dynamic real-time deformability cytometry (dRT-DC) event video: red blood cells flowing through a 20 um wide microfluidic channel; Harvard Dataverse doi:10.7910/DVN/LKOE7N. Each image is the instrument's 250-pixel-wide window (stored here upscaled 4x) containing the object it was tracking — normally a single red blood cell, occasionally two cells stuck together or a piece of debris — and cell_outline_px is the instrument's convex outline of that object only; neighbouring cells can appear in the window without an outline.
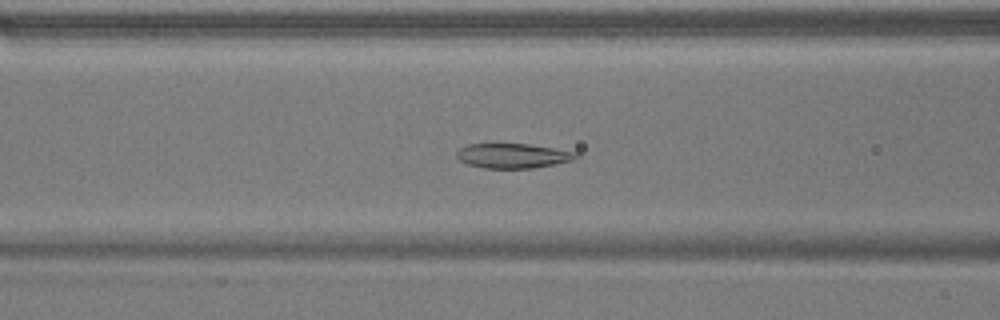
{"species": "common noctule bat (a hibernating species)", "species_latin": "Nyctalus noctula", "temperature_condition": "warm", "stored_images_in_passage": 37, "camera_frame_rate_fps": 3000, "um_per_image_px": 0.085, "animal": {"sex": "male", "body_mass_g": 17.9}, "frame": {"image": 1, "passage_image": 15, "time_ms": 4.667, "image_size_px": [1000, 320], "cell_outline_px": [[580, 156], [572, 160], [556, 164], [532, 168], [484, 168], [468, 164], [460, 160], [456, 156], [456, 152], [460, 148], [468, 144], [528, 144], [580, 152]], "centroid_in_image_um": [43.63, 13.24], "position_along_channel_um": 123.0, "area_um2": 17.22}}
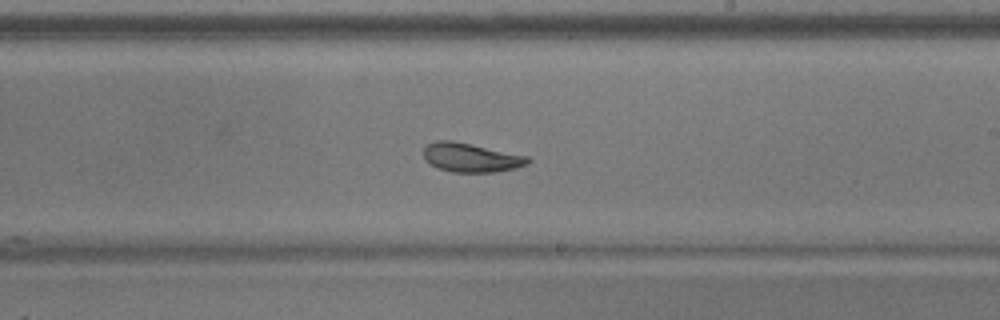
{"frame": {"image": 2, "passage_image": 25, "time_ms": 8.0, "image_size_px": [1000, 320], "cell_outline_px": [[532, 160], [528, 164], [516, 168], [496, 172], [452, 172], [440, 168], [424, 160], [424, 148], [428, 144], [436, 140], [452, 140], [472, 144], [528, 156]], "centroid_in_image_um": [40.06, 13.39], "position_along_channel_um": 248.9, "area_um2": 17.63}}
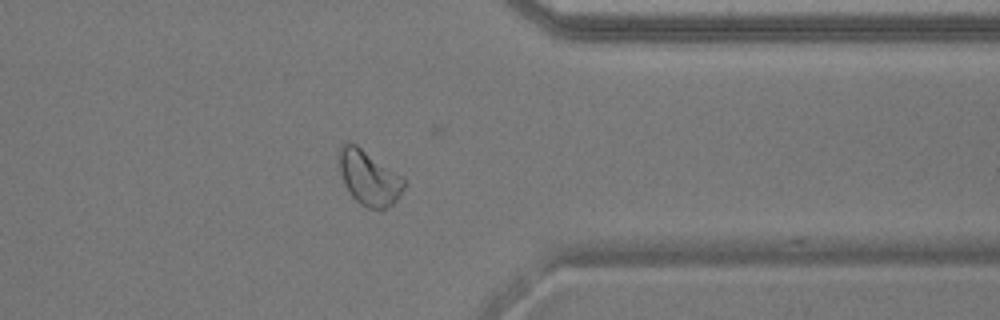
{"frame": {"image": 3, "passage_image": 36, "time_ms": 11.667, "image_size_px": [1000, 320], "cell_outline_px": [[408, 184], [396, 200], [392, 204], [384, 208], [368, 208], [360, 204], [348, 192], [344, 184], [340, 172], [340, 144], [356, 144], [400, 176]], "centroid_in_image_um": [31.36, 15.14], "position_along_channel_um": 380.0, "area_um2": 20.17}}